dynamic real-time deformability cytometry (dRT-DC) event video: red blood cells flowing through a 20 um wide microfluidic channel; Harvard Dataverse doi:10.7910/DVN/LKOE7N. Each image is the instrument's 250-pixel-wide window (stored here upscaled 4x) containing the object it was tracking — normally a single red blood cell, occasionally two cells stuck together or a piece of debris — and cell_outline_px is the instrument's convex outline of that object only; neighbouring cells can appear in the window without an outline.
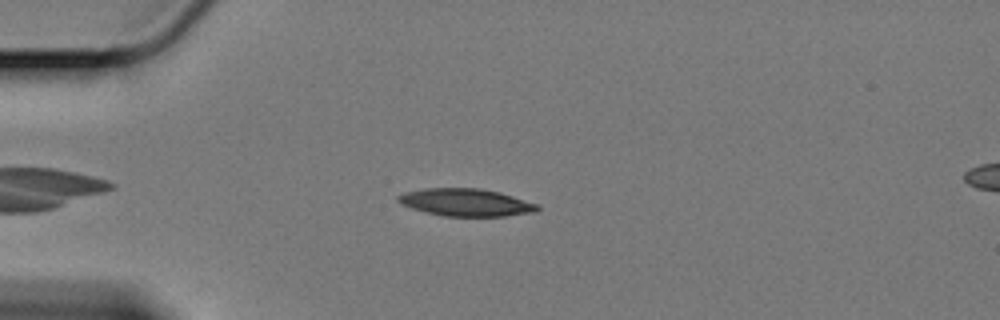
{"species": "Egyptian fruit bat (a non-hibernating species)", "species_latin": "Rousettus aegyptiacus", "temperature_condition": "cold", "stored_images_in_passage": 47, "camera_frame_rate_fps": 3000, "um_per_image_px": 0.085, "animal": {"sex": "female"}, "frame": {"image": 1, "passage_image": 10, "time_ms": 3.0, "image_size_px": [1000, 320], "cell_outline_px": [[540, 208], [536, 212], [504, 216], [444, 216], [412, 208], [400, 204], [396, 200], [396, 196], [404, 192], [424, 188], [480, 188], [500, 192], [540, 204]], "centroid_in_image_um": [39.62, 17.19], "position_along_channel_um": 45.4, "area_um2": 22.48}}
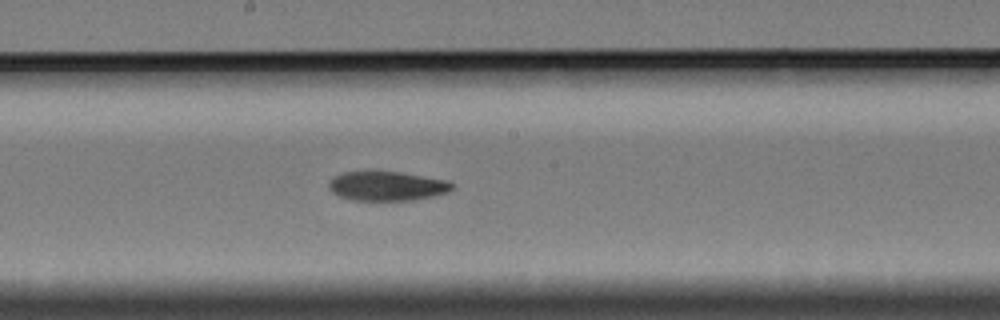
{"frame": {"image": 2, "passage_image": 27, "time_ms": 8.667, "image_size_px": [1000, 320], "cell_outline_px": [[452, 188], [448, 192], [432, 196], [412, 200], [352, 200], [340, 196], [332, 192], [328, 188], [328, 184], [332, 176], [344, 172], [400, 172], [448, 180], [452, 184]], "centroid_in_image_um": [32.86, 15.81], "position_along_channel_um": 215.3, "area_um2": 20.92}}
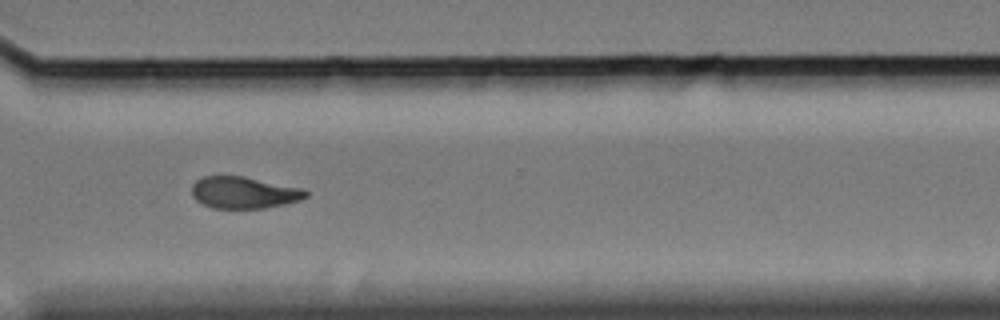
{"frame": {"image": 3, "passage_image": 39, "time_ms": 12.667, "image_size_px": [1000, 320], "cell_outline_px": [[308, 196], [300, 200], [284, 204], [264, 208], [212, 208], [196, 200], [192, 196], [192, 184], [196, 180], [204, 176], [244, 176], [300, 188], [308, 192]], "centroid_in_image_um": [20.71, 16.37], "position_along_channel_um": 349.9, "area_um2": 20.98}, "authors_computed_cell_mechanics": {"area_um2": 22.0796, "velocity_mm_per_s": 3.3686, "shape_relaxation_time_tau1_ms": 5.2641, "shape_relaxation_time_tau2_ms": 9.2974, "deformation_change_tau1": 0.1259, "deformation_change_tau2": 0.1559}}